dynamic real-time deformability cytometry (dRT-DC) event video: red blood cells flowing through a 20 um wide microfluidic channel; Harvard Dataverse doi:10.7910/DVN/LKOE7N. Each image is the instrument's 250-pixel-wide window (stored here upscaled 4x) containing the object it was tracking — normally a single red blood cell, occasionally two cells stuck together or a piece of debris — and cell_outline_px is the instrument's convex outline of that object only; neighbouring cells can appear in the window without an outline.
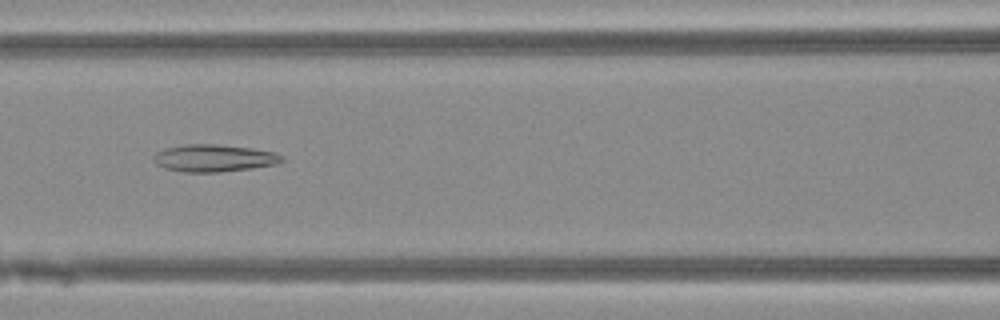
{"species": "Egyptian fruit bat (a non-hibernating species)", "species_latin": "Rousettus aegyptiacus", "temperature_condition": "warm", "stored_images_in_passage": 49, "camera_frame_rate_fps": 3000, "um_per_image_px": 0.085, "animal": {"sex": "female"}, "frame": {"image": 1, "passage_image": 22, "time_ms": 7.0, "image_size_px": [1000, 320], "cell_outline_px": [[284, 160], [276, 164], [252, 168], [220, 172], [184, 172], [164, 168], [156, 164], [152, 160], [152, 156], [156, 152], [164, 148], [184, 144], [216, 144], [252, 148], [272, 152], [284, 156]], "centroid_in_image_um": [18.14, 13.44], "position_along_channel_um": 148.5, "area_um2": 20.52}}
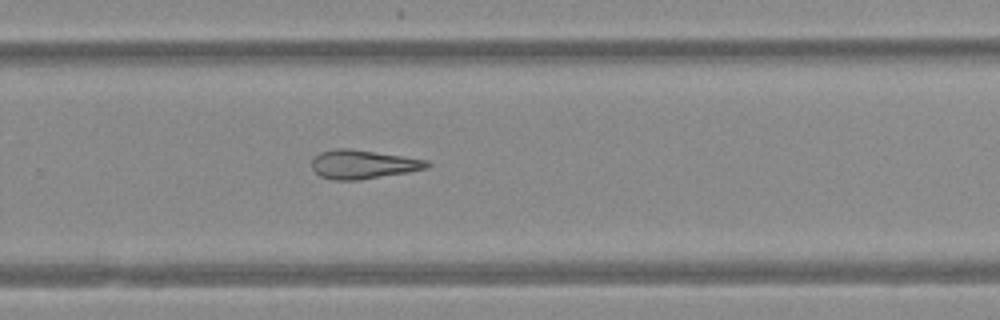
{"frame": {"image": 2, "passage_image": 33, "time_ms": 10.667, "image_size_px": [1000, 320], "cell_outline_px": [[432, 164], [428, 168], [408, 172], [360, 180], [332, 180], [320, 176], [312, 168], [312, 160], [320, 152], [336, 148], [348, 148], [428, 160]], "centroid_in_image_um": [30.86, 13.98], "position_along_channel_um": 298.9, "area_um2": 19.31}}
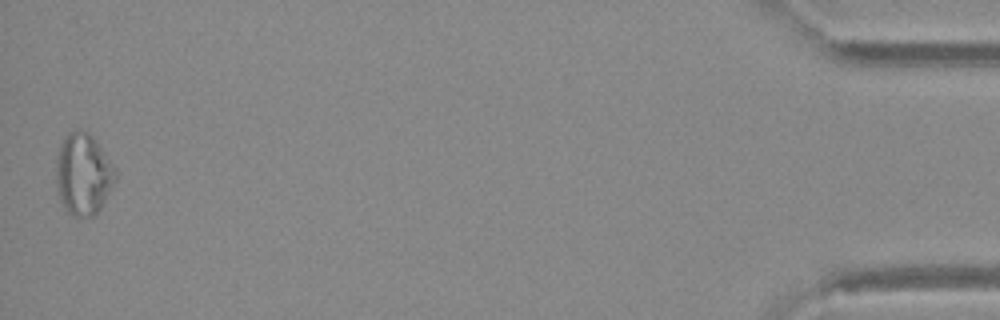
{"frame": {"image": 3, "passage_image": 49, "time_ms": 16.0, "image_size_px": [1000, 320], "cell_outline_px": [[116, 180], [100, 208], [92, 216], [76, 216], [68, 212], [60, 200], [60, 148], [68, 132], [80, 128], [88, 132], [92, 136], [116, 168]], "centroid_in_image_um": [7.17, 14.79], "position_along_channel_um": 428.0, "area_um2": 26.82}}